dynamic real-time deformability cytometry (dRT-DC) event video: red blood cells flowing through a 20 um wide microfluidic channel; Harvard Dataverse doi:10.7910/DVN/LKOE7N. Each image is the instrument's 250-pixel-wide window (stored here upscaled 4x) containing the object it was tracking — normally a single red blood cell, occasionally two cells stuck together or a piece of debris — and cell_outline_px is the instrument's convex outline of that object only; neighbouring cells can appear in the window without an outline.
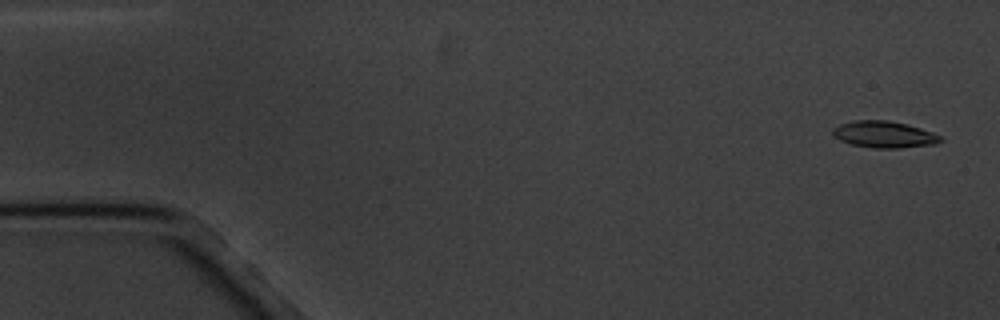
{"species": "common noctule bat (a hibernating species)", "species_latin": "Nyctalus noctula", "temperature_condition": "cold", "stored_images_in_passage": 4, "camera_frame_rate_fps": 3000, "um_per_image_px": 0.085, "animal": {"sex": "male", "body_mass_g": 20.1, "forearm_length_mm": 53.5}, "frame": {"image": 1, "passage_image": 1, "time_ms": 0.0, "image_size_px": [1000, 320], "cell_outline_px": [[944, 140], [936, 144], [896, 148], [872, 148], [852, 144], [840, 140], [832, 132], [832, 128], [840, 124], [852, 120], [888, 120], [908, 124], [932, 132], [940, 136]], "centroid_in_image_um": [75.16, 11.42], "position_along_channel_um": 9.8, "area_um2": 16.7}}
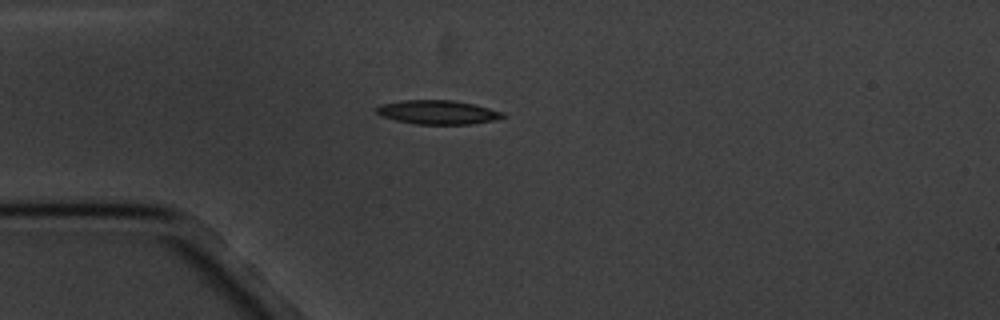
{"frame": {"image": 2, "passage_image": 4, "time_ms": 4.333, "image_size_px": [1000, 320], "cell_outline_px": [[508, 116], [496, 120], [472, 124], [416, 124], [396, 120], [380, 116], [376, 112], [376, 108], [380, 104], [404, 100], [452, 100], [472, 104], [504, 112]], "centroid_in_image_um": [37.22, 9.54], "position_along_channel_um": 47.8, "area_um2": 17.69}}